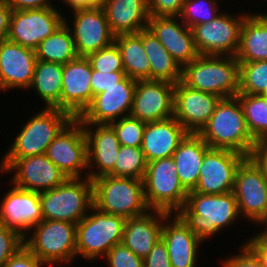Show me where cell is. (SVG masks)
I'll use <instances>...</instances> for the list:
<instances>
[{
  "label": "cell",
  "mask_w": 267,
  "mask_h": 267,
  "mask_svg": "<svg viewBox=\"0 0 267 267\" xmlns=\"http://www.w3.org/2000/svg\"><path fill=\"white\" fill-rule=\"evenodd\" d=\"M116 133L120 145L141 147L146 123L131 116L121 117L109 123Z\"/></svg>",
  "instance_id": "cell-39"
},
{
  "label": "cell",
  "mask_w": 267,
  "mask_h": 267,
  "mask_svg": "<svg viewBox=\"0 0 267 267\" xmlns=\"http://www.w3.org/2000/svg\"><path fill=\"white\" fill-rule=\"evenodd\" d=\"M163 224L161 239L167 246L171 267H195L197 249L202 241L188 228L176 214L174 221ZM172 222V223H171Z\"/></svg>",
  "instance_id": "cell-27"
},
{
  "label": "cell",
  "mask_w": 267,
  "mask_h": 267,
  "mask_svg": "<svg viewBox=\"0 0 267 267\" xmlns=\"http://www.w3.org/2000/svg\"><path fill=\"white\" fill-rule=\"evenodd\" d=\"M216 0H185L179 18L189 28L215 19L217 13Z\"/></svg>",
  "instance_id": "cell-38"
},
{
  "label": "cell",
  "mask_w": 267,
  "mask_h": 267,
  "mask_svg": "<svg viewBox=\"0 0 267 267\" xmlns=\"http://www.w3.org/2000/svg\"><path fill=\"white\" fill-rule=\"evenodd\" d=\"M224 267H266L261 254L247 241L241 248V253L227 258Z\"/></svg>",
  "instance_id": "cell-43"
},
{
  "label": "cell",
  "mask_w": 267,
  "mask_h": 267,
  "mask_svg": "<svg viewBox=\"0 0 267 267\" xmlns=\"http://www.w3.org/2000/svg\"><path fill=\"white\" fill-rule=\"evenodd\" d=\"M72 11L81 9H91L101 5V0H63Z\"/></svg>",
  "instance_id": "cell-52"
},
{
  "label": "cell",
  "mask_w": 267,
  "mask_h": 267,
  "mask_svg": "<svg viewBox=\"0 0 267 267\" xmlns=\"http://www.w3.org/2000/svg\"><path fill=\"white\" fill-rule=\"evenodd\" d=\"M176 16H149L148 28L182 68L200 54L195 46L192 29L177 23Z\"/></svg>",
  "instance_id": "cell-22"
},
{
  "label": "cell",
  "mask_w": 267,
  "mask_h": 267,
  "mask_svg": "<svg viewBox=\"0 0 267 267\" xmlns=\"http://www.w3.org/2000/svg\"><path fill=\"white\" fill-rule=\"evenodd\" d=\"M42 265L45 264L23 245L2 267H40Z\"/></svg>",
  "instance_id": "cell-46"
},
{
  "label": "cell",
  "mask_w": 267,
  "mask_h": 267,
  "mask_svg": "<svg viewBox=\"0 0 267 267\" xmlns=\"http://www.w3.org/2000/svg\"><path fill=\"white\" fill-rule=\"evenodd\" d=\"M68 22L64 23L50 36L44 39L35 50L36 59L67 64L78 57Z\"/></svg>",
  "instance_id": "cell-34"
},
{
  "label": "cell",
  "mask_w": 267,
  "mask_h": 267,
  "mask_svg": "<svg viewBox=\"0 0 267 267\" xmlns=\"http://www.w3.org/2000/svg\"><path fill=\"white\" fill-rule=\"evenodd\" d=\"M201 240L211 237L224 227L231 226L239 216L233 192L201 194L188 192L186 203L175 213Z\"/></svg>",
  "instance_id": "cell-1"
},
{
  "label": "cell",
  "mask_w": 267,
  "mask_h": 267,
  "mask_svg": "<svg viewBox=\"0 0 267 267\" xmlns=\"http://www.w3.org/2000/svg\"><path fill=\"white\" fill-rule=\"evenodd\" d=\"M124 72H100L92 69L91 89L93 96L106 91L111 86H115L125 77Z\"/></svg>",
  "instance_id": "cell-44"
},
{
  "label": "cell",
  "mask_w": 267,
  "mask_h": 267,
  "mask_svg": "<svg viewBox=\"0 0 267 267\" xmlns=\"http://www.w3.org/2000/svg\"><path fill=\"white\" fill-rule=\"evenodd\" d=\"M149 212L126 219L122 240L128 249L143 260L161 239L163 222L165 223V218L170 214L151 209Z\"/></svg>",
  "instance_id": "cell-25"
},
{
  "label": "cell",
  "mask_w": 267,
  "mask_h": 267,
  "mask_svg": "<svg viewBox=\"0 0 267 267\" xmlns=\"http://www.w3.org/2000/svg\"><path fill=\"white\" fill-rule=\"evenodd\" d=\"M43 220L40 193L15 185L5 194L0 205V223L15 230L23 238ZM29 229V230H28Z\"/></svg>",
  "instance_id": "cell-21"
},
{
  "label": "cell",
  "mask_w": 267,
  "mask_h": 267,
  "mask_svg": "<svg viewBox=\"0 0 267 267\" xmlns=\"http://www.w3.org/2000/svg\"><path fill=\"white\" fill-rule=\"evenodd\" d=\"M12 10L42 9L51 7L48 0H6Z\"/></svg>",
  "instance_id": "cell-49"
},
{
  "label": "cell",
  "mask_w": 267,
  "mask_h": 267,
  "mask_svg": "<svg viewBox=\"0 0 267 267\" xmlns=\"http://www.w3.org/2000/svg\"><path fill=\"white\" fill-rule=\"evenodd\" d=\"M246 156L227 149L210 148L205 154L199 180L192 191L201 194H224L233 191L238 166Z\"/></svg>",
  "instance_id": "cell-15"
},
{
  "label": "cell",
  "mask_w": 267,
  "mask_h": 267,
  "mask_svg": "<svg viewBox=\"0 0 267 267\" xmlns=\"http://www.w3.org/2000/svg\"><path fill=\"white\" fill-rule=\"evenodd\" d=\"M235 57L239 62L267 60V14L245 16Z\"/></svg>",
  "instance_id": "cell-30"
},
{
  "label": "cell",
  "mask_w": 267,
  "mask_h": 267,
  "mask_svg": "<svg viewBox=\"0 0 267 267\" xmlns=\"http://www.w3.org/2000/svg\"><path fill=\"white\" fill-rule=\"evenodd\" d=\"M24 245V238L0 223V267Z\"/></svg>",
  "instance_id": "cell-41"
},
{
  "label": "cell",
  "mask_w": 267,
  "mask_h": 267,
  "mask_svg": "<svg viewBox=\"0 0 267 267\" xmlns=\"http://www.w3.org/2000/svg\"><path fill=\"white\" fill-rule=\"evenodd\" d=\"M175 84L158 80H138L130 116L145 123L173 117Z\"/></svg>",
  "instance_id": "cell-17"
},
{
  "label": "cell",
  "mask_w": 267,
  "mask_h": 267,
  "mask_svg": "<svg viewBox=\"0 0 267 267\" xmlns=\"http://www.w3.org/2000/svg\"><path fill=\"white\" fill-rule=\"evenodd\" d=\"M111 32L138 33L148 27L147 0H101Z\"/></svg>",
  "instance_id": "cell-28"
},
{
  "label": "cell",
  "mask_w": 267,
  "mask_h": 267,
  "mask_svg": "<svg viewBox=\"0 0 267 267\" xmlns=\"http://www.w3.org/2000/svg\"><path fill=\"white\" fill-rule=\"evenodd\" d=\"M248 131L255 141L267 138V96L238 93Z\"/></svg>",
  "instance_id": "cell-35"
},
{
  "label": "cell",
  "mask_w": 267,
  "mask_h": 267,
  "mask_svg": "<svg viewBox=\"0 0 267 267\" xmlns=\"http://www.w3.org/2000/svg\"><path fill=\"white\" fill-rule=\"evenodd\" d=\"M187 133L174 117L146 123L141 144L146 161L172 157Z\"/></svg>",
  "instance_id": "cell-26"
},
{
  "label": "cell",
  "mask_w": 267,
  "mask_h": 267,
  "mask_svg": "<svg viewBox=\"0 0 267 267\" xmlns=\"http://www.w3.org/2000/svg\"><path fill=\"white\" fill-rule=\"evenodd\" d=\"M250 95L267 93V60L239 62V91Z\"/></svg>",
  "instance_id": "cell-37"
},
{
  "label": "cell",
  "mask_w": 267,
  "mask_h": 267,
  "mask_svg": "<svg viewBox=\"0 0 267 267\" xmlns=\"http://www.w3.org/2000/svg\"><path fill=\"white\" fill-rule=\"evenodd\" d=\"M135 86L136 80L125 76L115 86L95 95L78 119L83 124H109L121 116H130Z\"/></svg>",
  "instance_id": "cell-16"
},
{
  "label": "cell",
  "mask_w": 267,
  "mask_h": 267,
  "mask_svg": "<svg viewBox=\"0 0 267 267\" xmlns=\"http://www.w3.org/2000/svg\"><path fill=\"white\" fill-rule=\"evenodd\" d=\"M34 228L31 238H24V245L44 264L70 263L76 256L77 224L42 220Z\"/></svg>",
  "instance_id": "cell-9"
},
{
  "label": "cell",
  "mask_w": 267,
  "mask_h": 267,
  "mask_svg": "<svg viewBox=\"0 0 267 267\" xmlns=\"http://www.w3.org/2000/svg\"><path fill=\"white\" fill-rule=\"evenodd\" d=\"M72 119L64 110L45 107L26 122L4 158L45 154L49 144Z\"/></svg>",
  "instance_id": "cell-8"
},
{
  "label": "cell",
  "mask_w": 267,
  "mask_h": 267,
  "mask_svg": "<svg viewBox=\"0 0 267 267\" xmlns=\"http://www.w3.org/2000/svg\"><path fill=\"white\" fill-rule=\"evenodd\" d=\"M63 65L37 60L29 88L35 87L47 108L61 109Z\"/></svg>",
  "instance_id": "cell-33"
},
{
  "label": "cell",
  "mask_w": 267,
  "mask_h": 267,
  "mask_svg": "<svg viewBox=\"0 0 267 267\" xmlns=\"http://www.w3.org/2000/svg\"><path fill=\"white\" fill-rule=\"evenodd\" d=\"M74 12V28L71 34L78 56L87 57L114 42L106 14L101 5Z\"/></svg>",
  "instance_id": "cell-20"
},
{
  "label": "cell",
  "mask_w": 267,
  "mask_h": 267,
  "mask_svg": "<svg viewBox=\"0 0 267 267\" xmlns=\"http://www.w3.org/2000/svg\"><path fill=\"white\" fill-rule=\"evenodd\" d=\"M209 149L208 144L197 133H187L173 153L180 183L188 192L198 183L204 154Z\"/></svg>",
  "instance_id": "cell-29"
},
{
  "label": "cell",
  "mask_w": 267,
  "mask_h": 267,
  "mask_svg": "<svg viewBox=\"0 0 267 267\" xmlns=\"http://www.w3.org/2000/svg\"><path fill=\"white\" fill-rule=\"evenodd\" d=\"M242 16H231L225 13L208 23L192 27L195 46L200 55L236 56L240 44Z\"/></svg>",
  "instance_id": "cell-12"
},
{
  "label": "cell",
  "mask_w": 267,
  "mask_h": 267,
  "mask_svg": "<svg viewBox=\"0 0 267 267\" xmlns=\"http://www.w3.org/2000/svg\"><path fill=\"white\" fill-rule=\"evenodd\" d=\"M104 257H107L110 267H143V259L123 243L113 246Z\"/></svg>",
  "instance_id": "cell-42"
},
{
  "label": "cell",
  "mask_w": 267,
  "mask_h": 267,
  "mask_svg": "<svg viewBox=\"0 0 267 267\" xmlns=\"http://www.w3.org/2000/svg\"><path fill=\"white\" fill-rule=\"evenodd\" d=\"M92 183L93 206L101 212L127 219L150 211L143 180L104 175L93 179Z\"/></svg>",
  "instance_id": "cell-4"
},
{
  "label": "cell",
  "mask_w": 267,
  "mask_h": 267,
  "mask_svg": "<svg viewBox=\"0 0 267 267\" xmlns=\"http://www.w3.org/2000/svg\"><path fill=\"white\" fill-rule=\"evenodd\" d=\"M36 62L35 50L8 39L0 41V90L29 88Z\"/></svg>",
  "instance_id": "cell-23"
},
{
  "label": "cell",
  "mask_w": 267,
  "mask_h": 267,
  "mask_svg": "<svg viewBox=\"0 0 267 267\" xmlns=\"http://www.w3.org/2000/svg\"><path fill=\"white\" fill-rule=\"evenodd\" d=\"M92 69L100 72H124L122 58L117 45L109 46L87 56Z\"/></svg>",
  "instance_id": "cell-40"
},
{
  "label": "cell",
  "mask_w": 267,
  "mask_h": 267,
  "mask_svg": "<svg viewBox=\"0 0 267 267\" xmlns=\"http://www.w3.org/2000/svg\"><path fill=\"white\" fill-rule=\"evenodd\" d=\"M114 43L119 49L125 75L136 81L150 80V63L142 46V30L116 35Z\"/></svg>",
  "instance_id": "cell-32"
},
{
  "label": "cell",
  "mask_w": 267,
  "mask_h": 267,
  "mask_svg": "<svg viewBox=\"0 0 267 267\" xmlns=\"http://www.w3.org/2000/svg\"><path fill=\"white\" fill-rule=\"evenodd\" d=\"M81 180L68 178L53 189L40 192L43 220L78 224L86 216L93 206V183L87 176Z\"/></svg>",
  "instance_id": "cell-5"
},
{
  "label": "cell",
  "mask_w": 267,
  "mask_h": 267,
  "mask_svg": "<svg viewBox=\"0 0 267 267\" xmlns=\"http://www.w3.org/2000/svg\"><path fill=\"white\" fill-rule=\"evenodd\" d=\"M76 228V256L96 259L105 256L115 245L122 243L126 218L107 214L92 206Z\"/></svg>",
  "instance_id": "cell-6"
},
{
  "label": "cell",
  "mask_w": 267,
  "mask_h": 267,
  "mask_svg": "<svg viewBox=\"0 0 267 267\" xmlns=\"http://www.w3.org/2000/svg\"><path fill=\"white\" fill-rule=\"evenodd\" d=\"M147 163L141 147L121 145L116 156L114 169L109 176L143 180Z\"/></svg>",
  "instance_id": "cell-36"
},
{
  "label": "cell",
  "mask_w": 267,
  "mask_h": 267,
  "mask_svg": "<svg viewBox=\"0 0 267 267\" xmlns=\"http://www.w3.org/2000/svg\"><path fill=\"white\" fill-rule=\"evenodd\" d=\"M142 46L150 63V80L181 81L182 68L148 27L142 29Z\"/></svg>",
  "instance_id": "cell-31"
},
{
  "label": "cell",
  "mask_w": 267,
  "mask_h": 267,
  "mask_svg": "<svg viewBox=\"0 0 267 267\" xmlns=\"http://www.w3.org/2000/svg\"><path fill=\"white\" fill-rule=\"evenodd\" d=\"M11 12L12 9L7 1L0 0V41L7 38Z\"/></svg>",
  "instance_id": "cell-50"
},
{
  "label": "cell",
  "mask_w": 267,
  "mask_h": 267,
  "mask_svg": "<svg viewBox=\"0 0 267 267\" xmlns=\"http://www.w3.org/2000/svg\"><path fill=\"white\" fill-rule=\"evenodd\" d=\"M232 192L236 197L239 213L258 225H265L267 180L249 157H246L237 168Z\"/></svg>",
  "instance_id": "cell-13"
},
{
  "label": "cell",
  "mask_w": 267,
  "mask_h": 267,
  "mask_svg": "<svg viewBox=\"0 0 267 267\" xmlns=\"http://www.w3.org/2000/svg\"><path fill=\"white\" fill-rule=\"evenodd\" d=\"M0 165V172L17 170L11 183L24 190L40 193L53 189L68 179L45 154L26 158H3Z\"/></svg>",
  "instance_id": "cell-11"
},
{
  "label": "cell",
  "mask_w": 267,
  "mask_h": 267,
  "mask_svg": "<svg viewBox=\"0 0 267 267\" xmlns=\"http://www.w3.org/2000/svg\"><path fill=\"white\" fill-rule=\"evenodd\" d=\"M258 235L254 236L253 239L248 240L254 248L261 254L265 266L267 267V230H263Z\"/></svg>",
  "instance_id": "cell-51"
},
{
  "label": "cell",
  "mask_w": 267,
  "mask_h": 267,
  "mask_svg": "<svg viewBox=\"0 0 267 267\" xmlns=\"http://www.w3.org/2000/svg\"><path fill=\"white\" fill-rule=\"evenodd\" d=\"M143 186L146 203L152 210L172 214L186 203L188 191L180 183L173 157L148 162Z\"/></svg>",
  "instance_id": "cell-7"
},
{
  "label": "cell",
  "mask_w": 267,
  "mask_h": 267,
  "mask_svg": "<svg viewBox=\"0 0 267 267\" xmlns=\"http://www.w3.org/2000/svg\"><path fill=\"white\" fill-rule=\"evenodd\" d=\"M66 19L54 7L12 10L7 38L23 47L36 50Z\"/></svg>",
  "instance_id": "cell-10"
},
{
  "label": "cell",
  "mask_w": 267,
  "mask_h": 267,
  "mask_svg": "<svg viewBox=\"0 0 267 267\" xmlns=\"http://www.w3.org/2000/svg\"><path fill=\"white\" fill-rule=\"evenodd\" d=\"M45 155L68 178H80V172L88 168L83 123L73 118L49 144Z\"/></svg>",
  "instance_id": "cell-14"
},
{
  "label": "cell",
  "mask_w": 267,
  "mask_h": 267,
  "mask_svg": "<svg viewBox=\"0 0 267 267\" xmlns=\"http://www.w3.org/2000/svg\"><path fill=\"white\" fill-rule=\"evenodd\" d=\"M89 126H94L96 130L91 131ZM83 127L87 140L88 169L94 164L99 169L97 172L88 171L87 177L93 180L109 175L114 169L116 156L121 147L116 133L109 124H83Z\"/></svg>",
  "instance_id": "cell-24"
},
{
  "label": "cell",
  "mask_w": 267,
  "mask_h": 267,
  "mask_svg": "<svg viewBox=\"0 0 267 267\" xmlns=\"http://www.w3.org/2000/svg\"><path fill=\"white\" fill-rule=\"evenodd\" d=\"M92 66L85 56H78L63 65L61 110L78 118L93 100Z\"/></svg>",
  "instance_id": "cell-19"
},
{
  "label": "cell",
  "mask_w": 267,
  "mask_h": 267,
  "mask_svg": "<svg viewBox=\"0 0 267 267\" xmlns=\"http://www.w3.org/2000/svg\"><path fill=\"white\" fill-rule=\"evenodd\" d=\"M197 134L210 148L232 150L246 157L256 143L236 96L221 98L209 121Z\"/></svg>",
  "instance_id": "cell-2"
},
{
  "label": "cell",
  "mask_w": 267,
  "mask_h": 267,
  "mask_svg": "<svg viewBox=\"0 0 267 267\" xmlns=\"http://www.w3.org/2000/svg\"><path fill=\"white\" fill-rule=\"evenodd\" d=\"M143 267H171L167 246L162 239L153 246L143 260Z\"/></svg>",
  "instance_id": "cell-47"
},
{
  "label": "cell",
  "mask_w": 267,
  "mask_h": 267,
  "mask_svg": "<svg viewBox=\"0 0 267 267\" xmlns=\"http://www.w3.org/2000/svg\"><path fill=\"white\" fill-rule=\"evenodd\" d=\"M185 0H147L149 16H176L181 13Z\"/></svg>",
  "instance_id": "cell-45"
},
{
  "label": "cell",
  "mask_w": 267,
  "mask_h": 267,
  "mask_svg": "<svg viewBox=\"0 0 267 267\" xmlns=\"http://www.w3.org/2000/svg\"><path fill=\"white\" fill-rule=\"evenodd\" d=\"M220 99L179 81L175 84L173 117L188 133H198L209 121Z\"/></svg>",
  "instance_id": "cell-18"
},
{
  "label": "cell",
  "mask_w": 267,
  "mask_h": 267,
  "mask_svg": "<svg viewBox=\"0 0 267 267\" xmlns=\"http://www.w3.org/2000/svg\"><path fill=\"white\" fill-rule=\"evenodd\" d=\"M248 157L267 180V138L256 141Z\"/></svg>",
  "instance_id": "cell-48"
},
{
  "label": "cell",
  "mask_w": 267,
  "mask_h": 267,
  "mask_svg": "<svg viewBox=\"0 0 267 267\" xmlns=\"http://www.w3.org/2000/svg\"><path fill=\"white\" fill-rule=\"evenodd\" d=\"M181 81L221 98L234 97L239 91V61L235 56L199 55L182 67Z\"/></svg>",
  "instance_id": "cell-3"
}]
</instances>
